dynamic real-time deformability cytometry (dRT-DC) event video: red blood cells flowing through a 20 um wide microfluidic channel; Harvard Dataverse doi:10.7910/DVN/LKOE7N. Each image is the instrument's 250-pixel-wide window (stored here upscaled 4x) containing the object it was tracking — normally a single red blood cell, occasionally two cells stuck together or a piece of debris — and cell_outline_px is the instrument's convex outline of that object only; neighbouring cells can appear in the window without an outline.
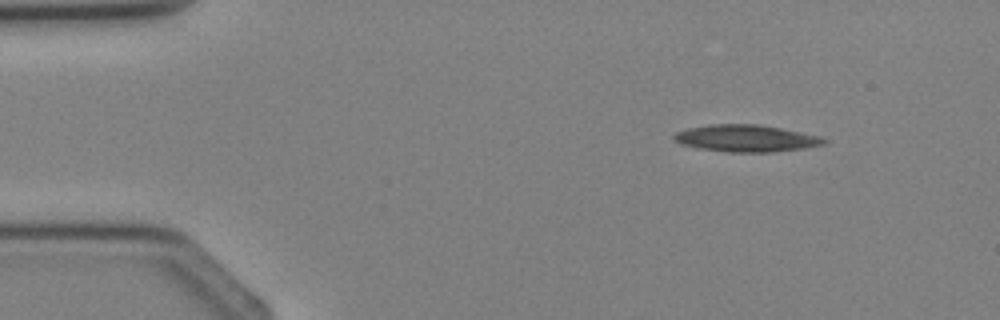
{"species": "Egyptian fruit bat (a non-hibernating species)", "species_latin": "Rousettus aegyptiacus", "temperature_condition": "cold", "stored_images_in_passage": 3, "camera_frame_rate_fps": 3000, "um_per_image_px": 0.085, "animal": {"sex": "female"}, "frame": {"image": 1, "passage_image": 1, "time_ms": 0.0, "image_size_px": [1000, 320], "cell_outline_px": [[828, 140], [824, 144], [804, 148], [772, 152], [728, 152], [700, 148], [680, 144], [672, 140], [672, 136], [676, 132], [688, 128], [708, 124], [760, 124], [820, 136]], "centroid_in_image_um": [63.38, 11.75], "position_along_channel_um": 21.6, "area_um2": 23.58}}